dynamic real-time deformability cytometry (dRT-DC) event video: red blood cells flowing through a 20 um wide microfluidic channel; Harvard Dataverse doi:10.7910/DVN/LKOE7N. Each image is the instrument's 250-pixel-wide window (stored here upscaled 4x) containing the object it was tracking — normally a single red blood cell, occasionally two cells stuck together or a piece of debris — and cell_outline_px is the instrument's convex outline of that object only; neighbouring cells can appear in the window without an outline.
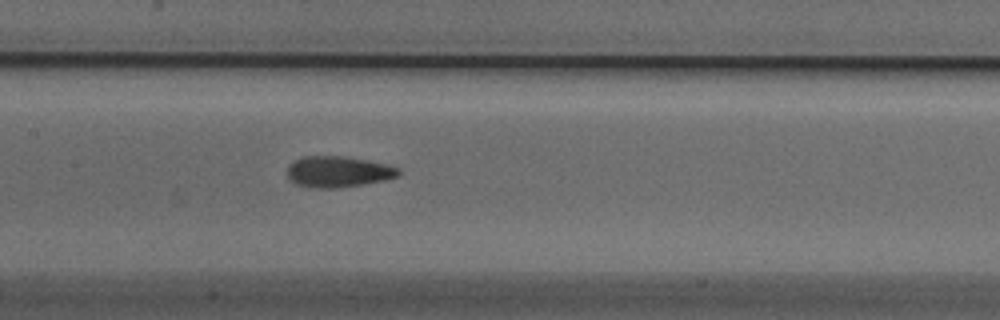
{"species": "Egyptian fruit bat (a non-hibernating species)", "species_latin": "Rousettus aegyptiacus", "temperature_condition": "cold", "stored_images_in_passage": 34, "camera_frame_rate_fps": 3000, "um_per_image_px": 0.085, "animal": {"sex": "male"}, "frame": {"image": 1, "passage_image": 20, "time_ms": 6.333, "image_size_px": [1000, 320], "cell_outline_px": [[400, 172], [396, 176], [384, 180], [360, 184], [332, 188], [316, 188], [296, 184], [288, 176], [288, 164], [304, 156], [344, 156], [388, 164], [400, 168]], "centroid_in_image_um": [28.74, 14.58], "position_along_channel_um": 178.7, "area_um2": 19.83}}
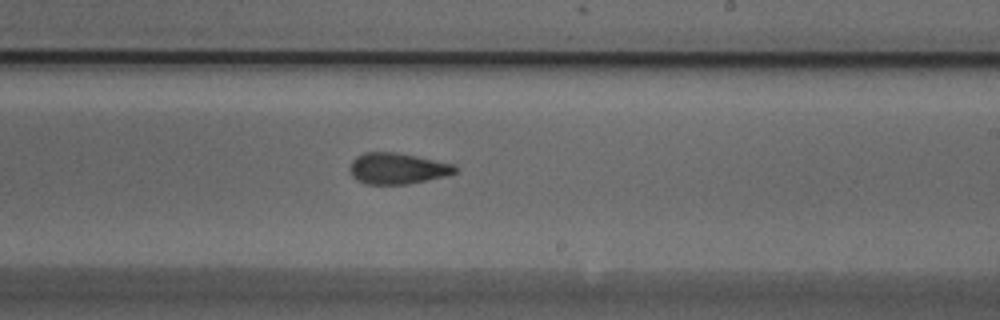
{"frame": {"image": 2, "passage_image": 26, "time_ms": 8.333, "image_size_px": [1000, 320], "cell_outline_px": [[456, 172], [444, 176], [404, 184], [364, 184], [356, 180], [352, 176], [348, 168], [352, 160], [356, 156], [364, 152], [396, 152], [416, 156], [452, 164], [456, 168]], "centroid_in_image_um": [33.68, 14.31], "position_along_channel_um": 255.3, "area_um2": 18.9}}
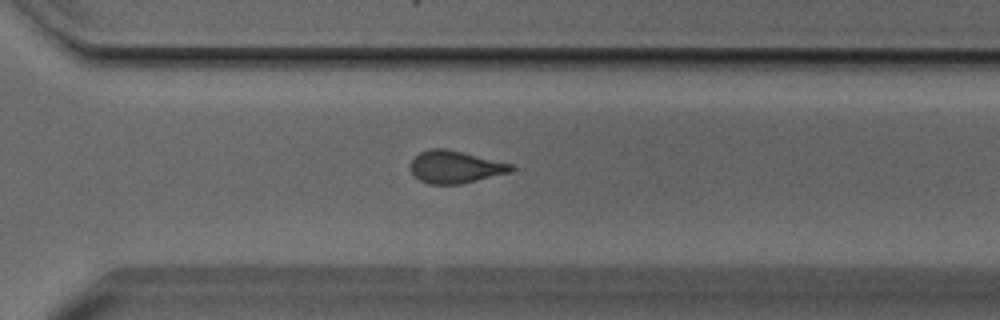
{"frame": {"image": 3, "passage_image": 32, "time_ms": 10.333, "image_size_px": [1000, 320], "cell_outline_px": [[516, 168], [512, 172], [460, 184], [428, 184], [420, 180], [412, 172], [408, 164], [420, 152], [428, 148], [444, 148], [512, 164]], "centroid_in_image_um": [38.68, 14.19], "position_along_channel_um": 331.9, "area_um2": 18.96}}